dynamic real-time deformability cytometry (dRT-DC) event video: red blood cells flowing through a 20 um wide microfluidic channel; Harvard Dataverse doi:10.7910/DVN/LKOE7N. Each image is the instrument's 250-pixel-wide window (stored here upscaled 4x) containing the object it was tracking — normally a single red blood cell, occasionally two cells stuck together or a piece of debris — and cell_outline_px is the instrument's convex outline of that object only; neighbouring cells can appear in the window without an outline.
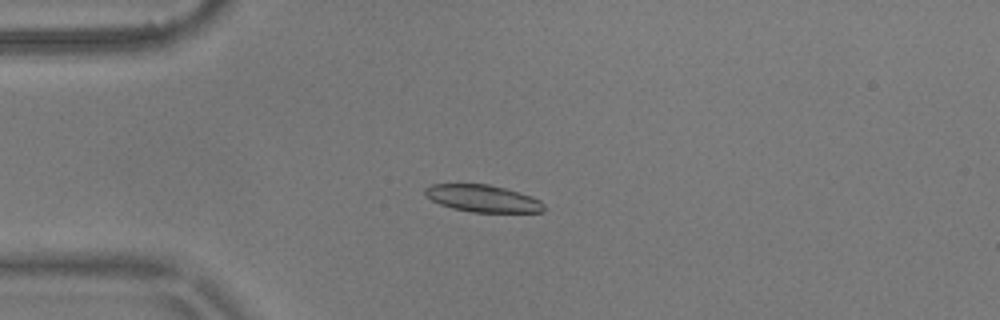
{"species": "common noctule bat (a hibernating species)", "species_latin": "Nyctalus noctula", "temperature_condition": "warm", "stored_images_in_passage": 4, "camera_frame_rate_fps": 3000, "um_per_image_px": 0.085, "animal": {"sex": "male", "body_mass_g": 17.9}, "frame": {"image": 1, "passage_image": 4, "time_ms": 1.0, "image_size_px": [1000, 320], "cell_outline_px": [[544, 212], [472, 212], [452, 208], [440, 204], [432, 200], [424, 192], [424, 188], [432, 184], [488, 184], [504, 188], [532, 196], [540, 200], [544, 204]], "centroid_in_image_um": [41.05, 16.87], "position_along_channel_um": 44.0, "area_um2": 18.67}}